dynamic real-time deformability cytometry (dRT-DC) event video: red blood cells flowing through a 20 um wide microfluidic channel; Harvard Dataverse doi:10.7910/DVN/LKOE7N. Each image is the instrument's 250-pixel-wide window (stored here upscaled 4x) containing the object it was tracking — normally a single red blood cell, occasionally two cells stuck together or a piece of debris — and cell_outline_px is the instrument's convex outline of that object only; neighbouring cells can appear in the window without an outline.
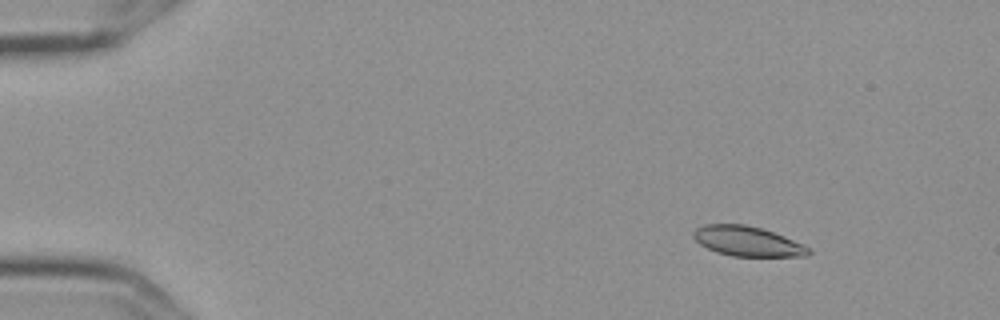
{"species": "Egyptian fruit bat (a non-hibernating species)", "species_latin": "Rousettus aegyptiacus", "temperature_condition": "cold", "stored_images_in_passage": 5, "camera_frame_rate_fps": 3000, "um_per_image_px": 0.085, "frame": {"image": 1, "passage_image": 3, "time_ms": 0.667, "image_size_px": [1000, 320], "cell_outline_px": [[812, 252], [808, 256], [732, 256], [716, 252], [700, 244], [692, 236], [692, 232], [696, 228], [704, 224], [744, 224], [760, 228], [784, 236], [804, 244]], "centroid_in_image_um": [63.52, 20.51], "position_along_channel_um": 21.5, "area_um2": 20.0}}
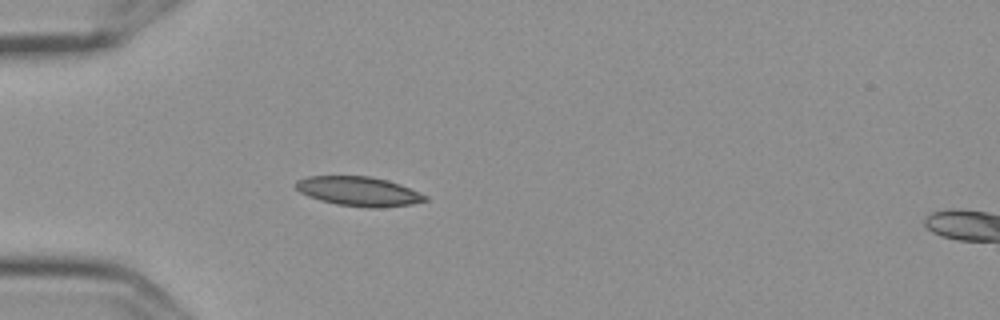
{"frame": {"image": 2, "passage_image": 5, "time_ms": 1.333, "image_size_px": [1000, 320], "cell_outline_px": [[428, 200], [412, 204], [376, 208], [368, 208], [336, 204], [320, 200], [308, 196], [300, 192], [292, 184], [296, 180], [308, 176], [372, 176], [388, 180], [400, 184], [428, 196]], "centroid_in_image_um": [30.47, 16.26], "position_along_channel_um": 54.5, "area_um2": 22.31}}